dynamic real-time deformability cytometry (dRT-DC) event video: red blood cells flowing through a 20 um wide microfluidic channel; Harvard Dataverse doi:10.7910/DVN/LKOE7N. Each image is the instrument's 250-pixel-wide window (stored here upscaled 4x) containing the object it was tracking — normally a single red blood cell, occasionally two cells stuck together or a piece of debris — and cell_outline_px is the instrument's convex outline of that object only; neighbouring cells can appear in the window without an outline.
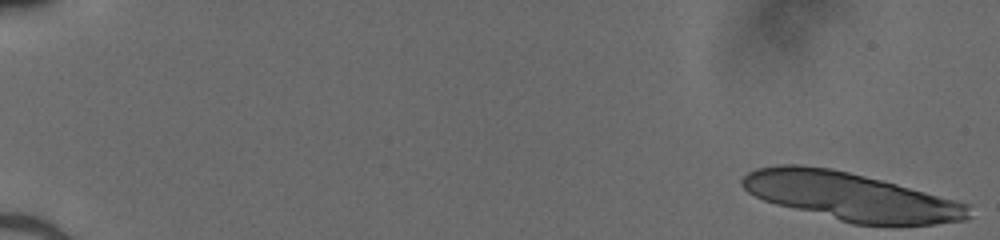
{"species": "human", "species_latin": "Homo sapiens", "temperature_condition": "cold", "stored_images_in_passage": 18, "camera_frame_rate_fps": 3000, "um_per_image_px": 0.085, "donor": {"sex": "male"}, "frame": {"image": 1, "passage_image": 1, "time_ms": 0.0, "image_size_px": [1000, 240], "cell_outline_px": [[972, 216], [968, 220], [936, 224], [852, 224], [776, 204], [764, 200], [748, 192], [740, 184], [740, 180], [748, 172], [756, 168], [776, 164], [800, 164], [832, 168], [896, 184], [956, 200], [968, 204]], "centroid_in_image_um": [72.28, 16.69], "position_along_channel_um": 12.7, "area_um2": 63.12}}